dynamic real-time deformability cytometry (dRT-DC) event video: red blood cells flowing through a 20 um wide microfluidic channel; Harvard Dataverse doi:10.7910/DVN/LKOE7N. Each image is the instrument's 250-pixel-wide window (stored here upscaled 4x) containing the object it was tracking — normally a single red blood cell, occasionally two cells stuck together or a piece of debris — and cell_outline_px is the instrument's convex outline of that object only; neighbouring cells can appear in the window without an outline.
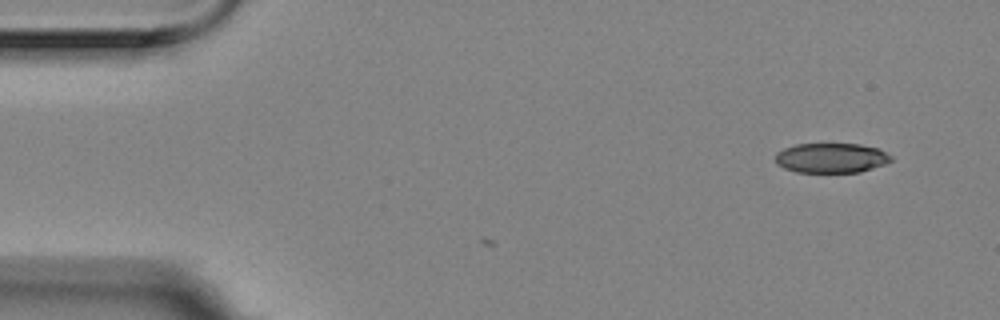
{"species": "Egyptian fruit bat (a non-hibernating species)", "species_latin": "Rousettus aegyptiacus", "temperature_condition": "room temperature", "stored_images_in_passage": 4, "camera_frame_rate_fps": 3000, "um_per_image_px": 0.085, "animal": {"sex": "female"}, "frame": {"image": 1, "passage_image": 4, "time_ms": 1.0, "image_size_px": [1000, 320], "cell_outline_px": [[892, 160], [884, 164], [860, 172], [796, 172], [784, 168], [776, 164], [776, 152], [784, 148], [796, 144], [860, 144], [880, 148], [892, 156]], "centroid_in_image_um": [70.66, 13.42], "position_along_channel_um": 14.3, "area_um2": 20.17}}